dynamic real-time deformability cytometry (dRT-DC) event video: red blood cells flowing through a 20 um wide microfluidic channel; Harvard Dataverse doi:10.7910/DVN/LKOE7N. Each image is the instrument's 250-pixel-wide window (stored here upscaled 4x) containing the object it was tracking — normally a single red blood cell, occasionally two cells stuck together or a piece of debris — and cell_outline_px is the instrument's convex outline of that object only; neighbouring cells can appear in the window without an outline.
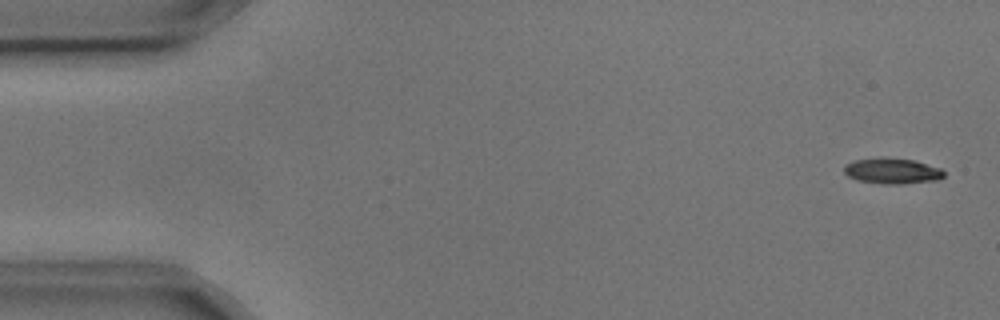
{"species": "common noctule bat (a hibernating species)", "species_latin": "Nyctalus noctula", "temperature_condition": "cold", "stored_images_in_passage": 6, "camera_frame_rate_fps": 3000, "um_per_image_px": 0.085, "animal": {"sex": "male", "body_mass_g": 17.9, "forearm_length_mm": 54.2}, "frame": {"image": 1, "passage_image": 1, "time_ms": 0.0, "image_size_px": [1000, 320], "cell_outline_px": [[944, 176], [940, 180], [896, 184], [884, 184], [856, 180], [848, 176], [844, 172], [844, 164], [856, 160], [912, 160], [940, 168], [944, 172]], "centroid_in_image_um": [75.85, 14.58], "position_along_channel_um": 9.2, "area_um2": 14.22}}
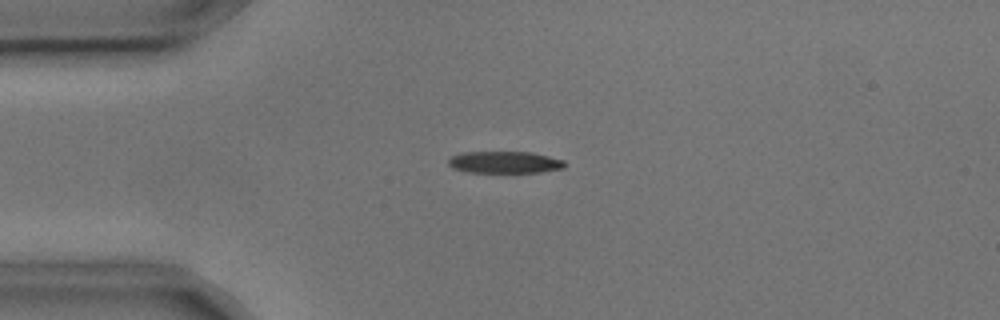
{"frame": {"image": 2, "passage_image": 4, "time_ms": 1.0, "image_size_px": [1000, 320], "cell_outline_px": [[564, 168], [540, 172], [468, 172], [452, 168], [448, 164], [448, 160], [452, 156], [464, 152], [528, 152], [548, 156], [564, 160]], "centroid_in_image_um": [42.87, 13.79], "position_along_channel_um": 42.1, "area_um2": 14.68}}